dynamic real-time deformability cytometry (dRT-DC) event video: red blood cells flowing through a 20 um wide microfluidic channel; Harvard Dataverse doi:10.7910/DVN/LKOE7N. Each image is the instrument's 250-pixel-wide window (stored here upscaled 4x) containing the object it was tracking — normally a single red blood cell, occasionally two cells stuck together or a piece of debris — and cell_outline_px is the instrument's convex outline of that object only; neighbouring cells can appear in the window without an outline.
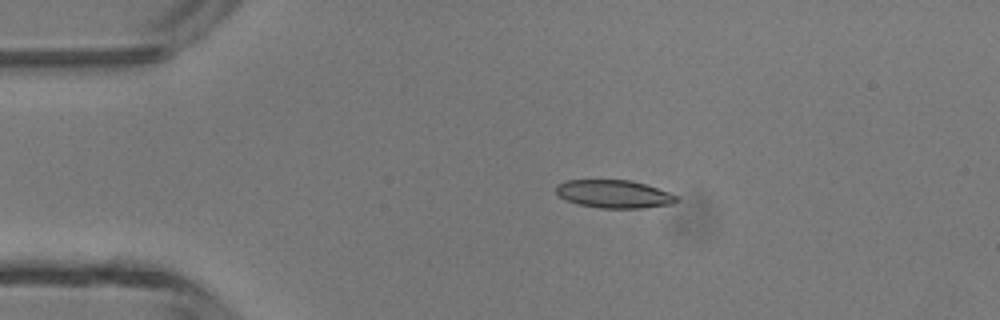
{"species": "common noctule bat (a hibernating species)", "species_latin": "Nyctalus noctula", "temperature_condition": "room temperature", "stored_images_in_passage": 22, "camera_frame_rate_fps": 3000, "um_per_image_px": 0.085, "animal": {"sex": "male", "body_mass_g": 13.3}, "frame": {"image": 1, "passage_image": 1, "time_ms": 0.0, "image_size_px": [1000, 320], "cell_outline_px": [[680, 200], [672, 204], [644, 208], [600, 208], [580, 204], [564, 200], [556, 192], [556, 184], [564, 180], [632, 180], [680, 196]], "centroid_in_image_um": [52.2, 16.49], "position_along_channel_um": 32.8, "area_um2": 19.77}}
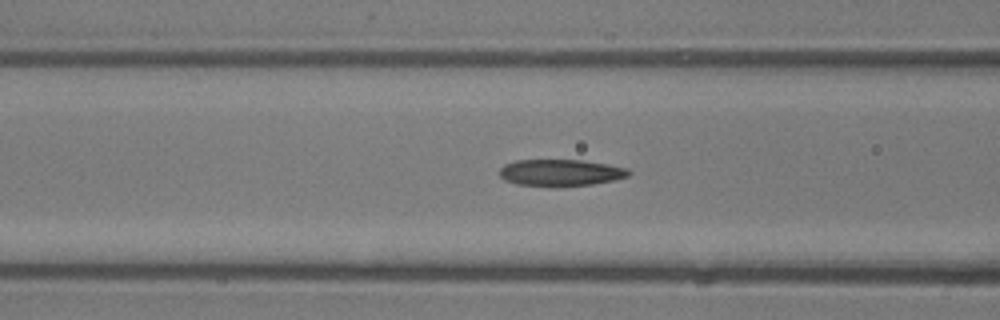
{"frame": {"image": 2, "passage_image": 10, "time_ms": 3.0, "image_size_px": [1000, 320], "cell_outline_px": [[632, 172], [628, 176], [612, 180], [592, 184], [560, 188], [552, 188], [516, 184], [504, 180], [500, 176], [500, 168], [504, 164], [516, 160], [584, 160], [608, 164], [628, 168]], "centroid_in_image_um": [47.63, 14.7], "position_along_channel_um": 119.0, "area_um2": 20.63}}
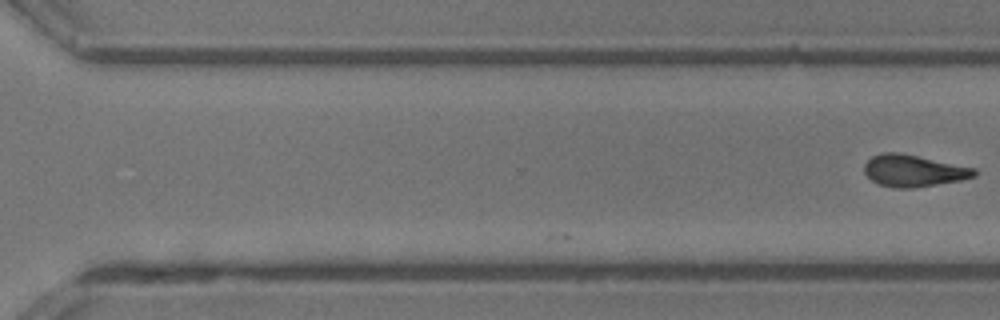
{"frame": {"image": 3, "passage_image": 22, "time_ms": 7.0, "image_size_px": [1000, 320], "cell_outline_px": [[976, 176], [960, 180], [912, 188], [896, 188], [880, 184], [872, 180], [864, 172], [864, 164], [872, 156], [884, 152], [900, 152], [976, 168]], "centroid_in_image_um": [77.65, 14.5], "position_along_channel_um": 293.0, "area_um2": 20.29}}